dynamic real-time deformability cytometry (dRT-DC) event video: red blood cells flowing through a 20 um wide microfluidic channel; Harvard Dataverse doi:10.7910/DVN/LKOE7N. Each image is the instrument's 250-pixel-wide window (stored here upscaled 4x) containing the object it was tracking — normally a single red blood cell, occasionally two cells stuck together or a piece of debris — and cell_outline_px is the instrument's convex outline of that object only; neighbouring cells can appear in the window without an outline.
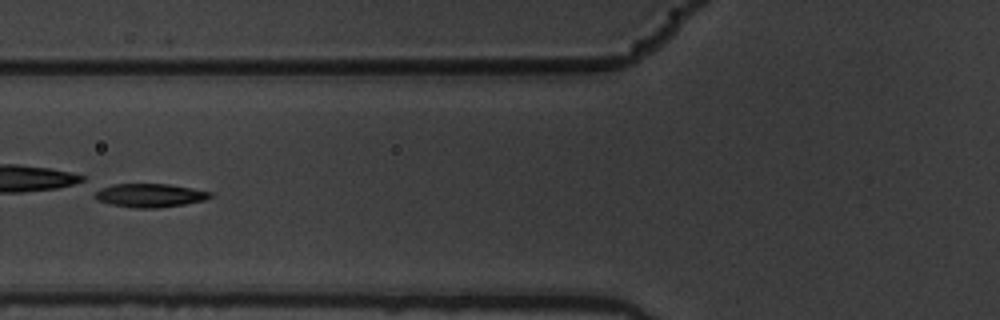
{"species": "common noctule bat (a hibernating species)", "species_latin": "Nyctalus noctula", "temperature_condition": "warm", "stored_images_in_passage": 14, "camera_frame_rate_fps": 3000, "um_per_image_px": 0.085, "animal": {"sex": "male", "body_mass_g": 19.5, "forearm_length_mm": 54.6}, "frame": {"image": 1, "passage_image": 7, "time_ms": 2.0, "image_size_px": [1000, 320], "cell_outline_px": [[212, 196], [204, 200], [184, 204], [156, 208], [136, 208], [112, 204], [100, 200], [96, 196], [96, 192], [100, 188], [112, 184], [168, 184], [192, 188], [212, 192]], "centroid_in_image_um": [12.78, 16.6], "position_along_channel_um": 113.0, "area_um2": 15.55}}